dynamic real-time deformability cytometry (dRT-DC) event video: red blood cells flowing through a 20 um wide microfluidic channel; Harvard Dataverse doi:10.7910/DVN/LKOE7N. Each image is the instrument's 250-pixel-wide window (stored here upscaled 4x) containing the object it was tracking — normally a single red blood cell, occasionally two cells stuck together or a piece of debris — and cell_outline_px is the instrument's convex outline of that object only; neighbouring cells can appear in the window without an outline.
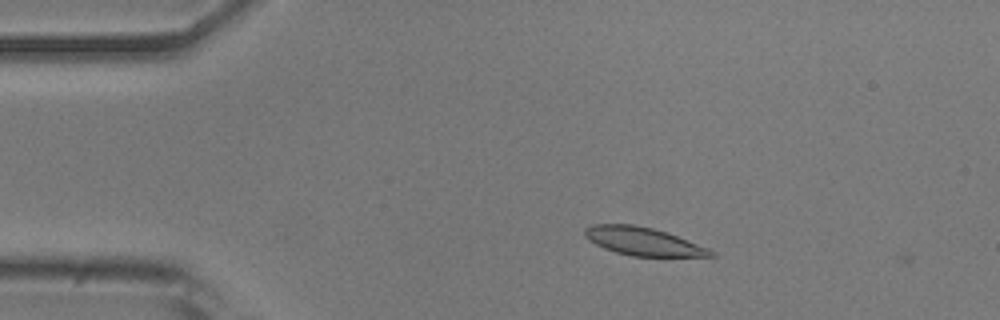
{"species": "common noctule bat (a hibernating species)", "species_latin": "Nyctalus noctula", "temperature_condition": "room temperature", "stored_images_in_passage": 2, "camera_frame_rate_fps": 3000, "um_per_image_px": 0.085, "animal": {"sex": "male", "body_mass_g": 20.5, "forearm_length_mm": 52.5}, "frame": {"image": 1, "passage_image": 1, "time_ms": 0.0, "image_size_px": [1000, 320], "cell_outline_px": [[716, 256], [632, 256], [616, 252], [604, 248], [588, 240], [584, 236], [584, 228], [592, 224], [632, 224], [652, 228], [668, 232], [708, 248], [716, 252]], "centroid_in_image_um": [54.65, 20.51], "position_along_channel_um": 30.4, "area_um2": 20.63}}